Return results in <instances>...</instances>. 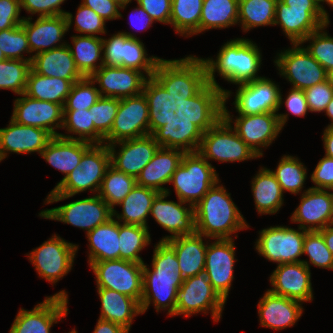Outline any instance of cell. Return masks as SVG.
<instances>
[{"mask_svg": "<svg viewBox=\"0 0 333 333\" xmlns=\"http://www.w3.org/2000/svg\"><path fill=\"white\" fill-rule=\"evenodd\" d=\"M129 36L126 40L125 58H123V67L131 68L142 72L146 77H153L156 65L161 59L156 56L147 57L145 46L141 40L130 32H122ZM145 72V73H144Z\"/></svg>", "mask_w": 333, "mask_h": 333, "instance_id": "cell-49", "label": "cell"}, {"mask_svg": "<svg viewBox=\"0 0 333 333\" xmlns=\"http://www.w3.org/2000/svg\"><path fill=\"white\" fill-rule=\"evenodd\" d=\"M179 121L193 122L203 133L223 118L224 93L207 83L196 95L176 102Z\"/></svg>", "mask_w": 333, "mask_h": 333, "instance_id": "cell-15", "label": "cell"}, {"mask_svg": "<svg viewBox=\"0 0 333 333\" xmlns=\"http://www.w3.org/2000/svg\"><path fill=\"white\" fill-rule=\"evenodd\" d=\"M136 185L134 176L109 166L105 172L98 195L114 210Z\"/></svg>", "mask_w": 333, "mask_h": 333, "instance_id": "cell-47", "label": "cell"}, {"mask_svg": "<svg viewBox=\"0 0 333 333\" xmlns=\"http://www.w3.org/2000/svg\"><path fill=\"white\" fill-rule=\"evenodd\" d=\"M101 302L100 319L120 324L130 331L135 316L142 314L140 304L133 298L108 288H97Z\"/></svg>", "mask_w": 333, "mask_h": 333, "instance_id": "cell-35", "label": "cell"}, {"mask_svg": "<svg viewBox=\"0 0 333 333\" xmlns=\"http://www.w3.org/2000/svg\"><path fill=\"white\" fill-rule=\"evenodd\" d=\"M153 77L176 99V102L193 97L208 83L207 68L203 58L193 55L173 60L161 58Z\"/></svg>", "mask_w": 333, "mask_h": 333, "instance_id": "cell-5", "label": "cell"}, {"mask_svg": "<svg viewBox=\"0 0 333 333\" xmlns=\"http://www.w3.org/2000/svg\"><path fill=\"white\" fill-rule=\"evenodd\" d=\"M137 6L130 14V23L135 29L143 31L152 26L154 20L140 5Z\"/></svg>", "mask_w": 333, "mask_h": 333, "instance_id": "cell-65", "label": "cell"}, {"mask_svg": "<svg viewBox=\"0 0 333 333\" xmlns=\"http://www.w3.org/2000/svg\"><path fill=\"white\" fill-rule=\"evenodd\" d=\"M289 93L287 95L286 100L282 101V94L280 90L279 96V108H281L282 104L285 103L287 110L296 116L303 117L309 112L307 100L305 97L304 90L291 88L289 89Z\"/></svg>", "mask_w": 333, "mask_h": 333, "instance_id": "cell-63", "label": "cell"}, {"mask_svg": "<svg viewBox=\"0 0 333 333\" xmlns=\"http://www.w3.org/2000/svg\"><path fill=\"white\" fill-rule=\"evenodd\" d=\"M329 23L321 8H291L277 0L274 26L280 25L291 43H301L310 33Z\"/></svg>", "mask_w": 333, "mask_h": 333, "instance_id": "cell-24", "label": "cell"}, {"mask_svg": "<svg viewBox=\"0 0 333 333\" xmlns=\"http://www.w3.org/2000/svg\"><path fill=\"white\" fill-rule=\"evenodd\" d=\"M71 87L72 83L67 79L39 75L31 69L25 94L37 100H45L63 106Z\"/></svg>", "mask_w": 333, "mask_h": 333, "instance_id": "cell-41", "label": "cell"}, {"mask_svg": "<svg viewBox=\"0 0 333 333\" xmlns=\"http://www.w3.org/2000/svg\"><path fill=\"white\" fill-rule=\"evenodd\" d=\"M300 196L299 206L290 218L293 223H299L298 227L305 231H320L330 225V191L308 188Z\"/></svg>", "mask_w": 333, "mask_h": 333, "instance_id": "cell-28", "label": "cell"}, {"mask_svg": "<svg viewBox=\"0 0 333 333\" xmlns=\"http://www.w3.org/2000/svg\"><path fill=\"white\" fill-rule=\"evenodd\" d=\"M329 191H333V188H330ZM331 194V198H332V202H333V192H330Z\"/></svg>", "mask_w": 333, "mask_h": 333, "instance_id": "cell-77", "label": "cell"}, {"mask_svg": "<svg viewBox=\"0 0 333 333\" xmlns=\"http://www.w3.org/2000/svg\"><path fill=\"white\" fill-rule=\"evenodd\" d=\"M319 232L322 234L325 244L333 256V225H328L327 227L321 229Z\"/></svg>", "mask_w": 333, "mask_h": 333, "instance_id": "cell-69", "label": "cell"}, {"mask_svg": "<svg viewBox=\"0 0 333 333\" xmlns=\"http://www.w3.org/2000/svg\"><path fill=\"white\" fill-rule=\"evenodd\" d=\"M170 195L169 189L166 192H159L154 198L150 210L151 217L166 231L172 235L163 237L161 240L191 235L196 232L194 206L178 200V202L166 200ZM187 206L185 207L184 206Z\"/></svg>", "mask_w": 333, "mask_h": 333, "instance_id": "cell-19", "label": "cell"}, {"mask_svg": "<svg viewBox=\"0 0 333 333\" xmlns=\"http://www.w3.org/2000/svg\"><path fill=\"white\" fill-rule=\"evenodd\" d=\"M153 253L152 270L143 263L141 312L144 314L153 304L157 312L167 310V314L172 316L176 308L177 290L184 280L179 262L174 247L167 240L155 244Z\"/></svg>", "mask_w": 333, "mask_h": 333, "instance_id": "cell-1", "label": "cell"}, {"mask_svg": "<svg viewBox=\"0 0 333 333\" xmlns=\"http://www.w3.org/2000/svg\"><path fill=\"white\" fill-rule=\"evenodd\" d=\"M271 172L275 175L283 193L288 191L292 194H298L304 188L307 167L301 163L298 157L283 155L277 168Z\"/></svg>", "mask_w": 333, "mask_h": 333, "instance_id": "cell-48", "label": "cell"}, {"mask_svg": "<svg viewBox=\"0 0 333 333\" xmlns=\"http://www.w3.org/2000/svg\"><path fill=\"white\" fill-rule=\"evenodd\" d=\"M330 225H333V202H331Z\"/></svg>", "mask_w": 333, "mask_h": 333, "instance_id": "cell-74", "label": "cell"}, {"mask_svg": "<svg viewBox=\"0 0 333 333\" xmlns=\"http://www.w3.org/2000/svg\"><path fill=\"white\" fill-rule=\"evenodd\" d=\"M305 230L270 226L259 231L255 249L268 261L277 264L302 262Z\"/></svg>", "mask_w": 333, "mask_h": 333, "instance_id": "cell-14", "label": "cell"}, {"mask_svg": "<svg viewBox=\"0 0 333 333\" xmlns=\"http://www.w3.org/2000/svg\"><path fill=\"white\" fill-rule=\"evenodd\" d=\"M78 248L55 234L27 256L39 277L54 285L72 270Z\"/></svg>", "mask_w": 333, "mask_h": 333, "instance_id": "cell-12", "label": "cell"}, {"mask_svg": "<svg viewBox=\"0 0 333 333\" xmlns=\"http://www.w3.org/2000/svg\"><path fill=\"white\" fill-rule=\"evenodd\" d=\"M204 0H172L170 25L180 36L200 33V18Z\"/></svg>", "mask_w": 333, "mask_h": 333, "instance_id": "cell-43", "label": "cell"}, {"mask_svg": "<svg viewBox=\"0 0 333 333\" xmlns=\"http://www.w3.org/2000/svg\"><path fill=\"white\" fill-rule=\"evenodd\" d=\"M72 46H67L75 61L76 67L84 77H91L103 66L102 38L99 36L73 35ZM74 47V48H73ZM101 61L99 64H97Z\"/></svg>", "mask_w": 333, "mask_h": 333, "instance_id": "cell-40", "label": "cell"}, {"mask_svg": "<svg viewBox=\"0 0 333 333\" xmlns=\"http://www.w3.org/2000/svg\"><path fill=\"white\" fill-rule=\"evenodd\" d=\"M39 216L81 228L86 234L113 217V210L98 195L43 210Z\"/></svg>", "mask_w": 333, "mask_h": 333, "instance_id": "cell-13", "label": "cell"}, {"mask_svg": "<svg viewBox=\"0 0 333 333\" xmlns=\"http://www.w3.org/2000/svg\"><path fill=\"white\" fill-rule=\"evenodd\" d=\"M119 107V98L100 97L89 109L95 129L105 137L111 130Z\"/></svg>", "mask_w": 333, "mask_h": 333, "instance_id": "cell-55", "label": "cell"}, {"mask_svg": "<svg viewBox=\"0 0 333 333\" xmlns=\"http://www.w3.org/2000/svg\"><path fill=\"white\" fill-rule=\"evenodd\" d=\"M6 60L2 50L0 49V62Z\"/></svg>", "mask_w": 333, "mask_h": 333, "instance_id": "cell-76", "label": "cell"}, {"mask_svg": "<svg viewBox=\"0 0 333 333\" xmlns=\"http://www.w3.org/2000/svg\"><path fill=\"white\" fill-rule=\"evenodd\" d=\"M329 24L321 26L318 30L310 33L301 44L311 41L305 49L315 58L325 69L329 71L333 68V37L325 30Z\"/></svg>", "mask_w": 333, "mask_h": 333, "instance_id": "cell-54", "label": "cell"}, {"mask_svg": "<svg viewBox=\"0 0 333 333\" xmlns=\"http://www.w3.org/2000/svg\"><path fill=\"white\" fill-rule=\"evenodd\" d=\"M129 36L122 32L113 34L109 39L102 38L103 64L123 67L126 52V40Z\"/></svg>", "mask_w": 333, "mask_h": 333, "instance_id": "cell-57", "label": "cell"}, {"mask_svg": "<svg viewBox=\"0 0 333 333\" xmlns=\"http://www.w3.org/2000/svg\"><path fill=\"white\" fill-rule=\"evenodd\" d=\"M97 288H108L135 299L143 293V263L117 259L92 262Z\"/></svg>", "mask_w": 333, "mask_h": 333, "instance_id": "cell-9", "label": "cell"}, {"mask_svg": "<svg viewBox=\"0 0 333 333\" xmlns=\"http://www.w3.org/2000/svg\"><path fill=\"white\" fill-rule=\"evenodd\" d=\"M304 92L310 112H324L333 98V87L327 80L305 89Z\"/></svg>", "mask_w": 333, "mask_h": 333, "instance_id": "cell-58", "label": "cell"}, {"mask_svg": "<svg viewBox=\"0 0 333 333\" xmlns=\"http://www.w3.org/2000/svg\"><path fill=\"white\" fill-rule=\"evenodd\" d=\"M280 88L270 78L261 77L238 84L234 107L238 115H253L279 111Z\"/></svg>", "mask_w": 333, "mask_h": 333, "instance_id": "cell-20", "label": "cell"}, {"mask_svg": "<svg viewBox=\"0 0 333 333\" xmlns=\"http://www.w3.org/2000/svg\"><path fill=\"white\" fill-rule=\"evenodd\" d=\"M198 153L220 163L259 158L224 118L203 133Z\"/></svg>", "mask_w": 333, "mask_h": 333, "instance_id": "cell-10", "label": "cell"}, {"mask_svg": "<svg viewBox=\"0 0 333 333\" xmlns=\"http://www.w3.org/2000/svg\"><path fill=\"white\" fill-rule=\"evenodd\" d=\"M310 177L316 185L310 188L324 190L333 188V158L325 155L320 159Z\"/></svg>", "mask_w": 333, "mask_h": 333, "instance_id": "cell-61", "label": "cell"}, {"mask_svg": "<svg viewBox=\"0 0 333 333\" xmlns=\"http://www.w3.org/2000/svg\"><path fill=\"white\" fill-rule=\"evenodd\" d=\"M121 5L120 10L126 8V6L131 3L132 0H114Z\"/></svg>", "mask_w": 333, "mask_h": 333, "instance_id": "cell-71", "label": "cell"}, {"mask_svg": "<svg viewBox=\"0 0 333 333\" xmlns=\"http://www.w3.org/2000/svg\"><path fill=\"white\" fill-rule=\"evenodd\" d=\"M81 4L91 8L105 21L120 19L122 17L119 10L121 5L114 0H82Z\"/></svg>", "mask_w": 333, "mask_h": 333, "instance_id": "cell-64", "label": "cell"}, {"mask_svg": "<svg viewBox=\"0 0 333 333\" xmlns=\"http://www.w3.org/2000/svg\"><path fill=\"white\" fill-rule=\"evenodd\" d=\"M150 134L148 102L141 94L119 99V107L104 144L134 139Z\"/></svg>", "mask_w": 333, "mask_h": 333, "instance_id": "cell-16", "label": "cell"}, {"mask_svg": "<svg viewBox=\"0 0 333 333\" xmlns=\"http://www.w3.org/2000/svg\"><path fill=\"white\" fill-rule=\"evenodd\" d=\"M68 295L61 290L34 306L32 310L20 308L9 333H50L54 323L67 316ZM59 320V321H58Z\"/></svg>", "mask_w": 333, "mask_h": 333, "instance_id": "cell-17", "label": "cell"}, {"mask_svg": "<svg viewBox=\"0 0 333 333\" xmlns=\"http://www.w3.org/2000/svg\"><path fill=\"white\" fill-rule=\"evenodd\" d=\"M160 147L180 149L185 153L198 152L203 132L193 123L179 121V117H173L166 125L156 129L152 134Z\"/></svg>", "mask_w": 333, "mask_h": 333, "instance_id": "cell-31", "label": "cell"}, {"mask_svg": "<svg viewBox=\"0 0 333 333\" xmlns=\"http://www.w3.org/2000/svg\"><path fill=\"white\" fill-rule=\"evenodd\" d=\"M291 8H321L316 0H281Z\"/></svg>", "mask_w": 333, "mask_h": 333, "instance_id": "cell-68", "label": "cell"}, {"mask_svg": "<svg viewBox=\"0 0 333 333\" xmlns=\"http://www.w3.org/2000/svg\"><path fill=\"white\" fill-rule=\"evenodd\" d=\"M89 241L88 263L120 259L119 222L110 218L86 234Z\"/></svg>", "mask_w": 333, "mask_h": 333, "instance_id": "cell-36", "label": "cell"}, {"mask_svg": "<svg viewBox=\"0 0 333 333\" xmlns=\"http://www.w3.org/2000/svg\"><path fill=\"white\" fill-rule=\"evenodd\" d=\"M73 15L66 12L65 15L39 17L32 22V16L24 17L22 26L25 29L28 44L34 55L66 45L62 38L73 24ZM59 43V44H58Z\"/></svg>", "mask_w": 333, "mask_h": 333, "instance_id": "cell-18", "label": "cell"}, {"mask_svg": "<svg viewBox=\"0 0 333 333\" xmlns=\"http://www.w3.org/2000/svg\"><path fill=\"white\" fill-rule=\"evenodd\" d=\"M316 1L321 5V11H322L323 15L325 16V18L329 21L328 12L325 10L324 6L321 4L323 2V0H316Z\"/></svg>", "mask_w": 333, "mask_h": 333, "instance_id": "cell-73", "label": "cell"}, {"mask_svg": "<svg viewBox=\"0 0 333 333\" xmlns=\"http://www.w3.org/2000/svg\"><path fill=\"white\" fill-rule=\"evenodd\" d=\"M261 51L257 44L246 38H236L221 46L213 58L204 59L207 68V82L220 87L224 93V102L231 96V91L223 89L215 80V72L232 84H243L261 78L258 71L262 64Z\"/></svg>", "mask_w": 333, "mask_h": 333, "instance_id": "cell-2", "label": "cell"}, {"mask_svg": "<svg viewBox=\"0 0 333 333\" xmlns=\"http://www.w3.org/2000/svg\"><path fill=\"white\" fill-rule=\"evenodd\" d=\"M68 333H78L75 329Z\"/></svg>", "mask_w": 333, "mask_h": 333, "instance_id": "cell-78", "label": "cell"}, {"mask_svg": "<svg viewBox=\"0 0 333 333\" xmlns=\"http://www.w3.org/2000/svg\"><path fill=\"white\" fill-rule=\"evenodd\" d=\"M149 228L119 223L120 259L144 263L139 252L151 243Z\"/></svg>", "mask_w": 333, "mask_h": 333, "instance_id": "cell-46", "label": "cell"}, {"mask_svg": "<svg viewBox=\"0 0 333 333\" xmlns=\"http://www.w3.org/2000/svg\"><path fill=\"white\" fill-rule=\"evenodd\" d=\"M293 47L277 53L274 60L280 76L287 79L295 89L305 90L326 80V69L302 46ZM302 46V47H301Z\"/></svg>", "mask_w": 333, "mask_h": 333, "instance_id": "cell-11", "label": "cell"}, {"mask_svg": "<svg viewBox=\"0 0 333 333\" xmlns=\"http://www.w3.org/2000/svg\"><path fill=\"white\" fill-rule=\"evenodd\" d=\"M302 302L271 293L268 289L258 302L261 326L282 330L293 326L302 316Z\"/></svg>", "mask_w": 333, "mask_h": 333, "instance_id": "cell-29", "label": "cell"}, {"mask_svg": "<svg viewBox=\"0 0 333 333\" xmlns=\"http://www.w3.org/2000/svg\"><path fill=\"white\" fill-rule=\"evenodd\" d=\"M220 180L194 206L196 233L207 238L233 239L232 234L249 228Z\"/></svg>", "mask_w": 333, "mask_h": 333, "instance_id": "cell-3", "label": "cell"}, {"mask_svg": "<svg viewBox=\"0 0 333 333\" xmlns=\"http://www.w3.org/2000/svg\"><path fill=\"white\" fill-rule=\"evenodd\" d=\"M94 84L95 82L90 77H84L73 83L63 110L90 109L101 97Z\"/></svg>", "mask_w": 333, "mask_h": 333, "instance_id": "cell-52", "label": "cell"}, {"mask_svg": "<svg viewBox=\"0 0 333 333\" xmlns=\"http://www.w3.org/2000/svg\"><path fill=\"white\" fill-rule=\"evenodd\" d=\"M20 0H0V31L22 24Z\"/></svg>", "mask_w": 333, "mask_h": 333, "instance_id": "cell-60", "label": "cell"}, {"mask_svg": "<svg viewBox=\"0 0 333 333\" xmlns=\"http://www.w3.org/2000/svg\"><path fill=\"white\" fill-rule=\"evenodd\" d=\"M322 138L325 155L333 158V127H326Z\"/></svg>", "mask_w": 333, "mask_h": 333, "instance_id": "cell-67", "label": "cell"}, {"mask_svg": "<svg viewBox=\"0 0 333 333\" xmlns=\"http://www.w3.org/2000/svg\"><path fill=\"white\" fill-rule=\"evenodd\" d=\"M225 300L213 288L205 271L183 280L177 290L176 308L172 316L184 315L186 318L193 314L209 313L214 322H219L225 306Z\"/></svg>", "mask_w": 333, "mask_h": 333, "instance_id": "cell-8", "label": "cell"}, {"mask_svg": "<svg viewBox=\"0 0 333 333\" xmlns=\"http://www.w3.org/2000/svg\"><path fill=\"white\" fill-rule=\"evenodd\" d=\"M143 93L148 102L149 128L152 134L175 115L176 99L154 77L146 79Z\"/></svg>", "mask_w": 333, "mask_h": 333, "instance_id": "cell-37", "label": "cell"}, {"mask_svg": "<svg viewBox=\"0 0 333 333\" xmlns=\"http://www.w3.org/2000/svg\"><path fill=\"white\" fill-rule=\"evenodd\" d=\"M53 137L47 130L21 125L10 119L7 127L0 128V162L12 152L40 154Z\"/></svg>", "mask_w": 333, "mask_h": 333, "instance_id": "cell-27", "label": "cell"}, {"mask_svg": "<svg viewBox=\"0 0 333 333\" xmlns=\"http://www.w3.org/2000/svg\"><path fill=\"white\" fill-rule=\"evenodd\" d=\"M235 244L233 239L208 243L204 271L213 288L227 301L234 279Z\"/></svg>", "mask_w": 333, "mask_h": 333, "instance_id": "cell-21", "label": "cell"}, {"mask_svg": "<svg viewBox=\"0 0 333 333\" xmlns=\"http://www.w3.org/2000/svg\"><path fill=\"white\" fill-rule=\"evenodd\" d=\"M238 23V0H204L200 33L209 29L228 28Z\"/></svg>", "mask_w": 333, "mask_h": 333, "instance_id": "cell-42", "label": "cell"}, {"mask_svg": "<svg viewBox=\"0 0 333 333\" xmlns=\"http://www.w3.org/2000/svg\"><path fill=\"white\" fill-rule=\"evenodd\" d=\"M185 152L180 149L160 147L153 159L144 167L136 178V184L166 192L163 185L168 184L173 173L180 165Z\"/></svg>", "mask_w": 333, "mask_h": 333, "instance_id": "cell-30", "label": "cell"}, {"mask_svg": "<svg viewBox=\"0 0 333 333\" xmlns=\"http://www.w3.org/2000/svg\"><path fill=\"white\" fill-rule=\"evenodd\" d=\"M326 80L332 85L333 87V68L327 71Z\"/></svg>", "mask_w": 333, "mask_h": 333, "instance_id": "cell-72", "label": "cell"}, {"mask_svg": "<svg viewBox=\"0 0 333 333\" xmlns=\"http://www.w3.org/2000/svg\"><path fill=\"white\" fill-rule=\"evenodd\" d=\"M62 129L72 135L59 133V136L70 140H81L91 144H104V137L95 129L89 109L63 110Z\"/></svg>", "mask_w": 333, "mask_h": 333, "instance_id": "cell-44", "label": "cell"}, {"mask_svg": "<svg viewBox=\"0 0 333 333\" xmlns=\"http://www.w3.org/2000/svg\"><path fill=\"white\" fill-rule=\"evenodd\" d=\"M92 145L86 141L70 140L54 136L40 153V156L51 166L65 174L60 180L61 182L76 167H79L83 154Z\"/></svg>", "mask_w": 333, "mask_h": 333, "instance_id": "cell-33", "label": "cell"}, {"mask_svg": "<svg viewBox=\"0 0 333 333\" xmlns=\"http://www.w3.org/2000/svg\"><path fill=\"white\" fill-rule=\"evenodd\" d=\"M324 2L328 4L331 8L333 7V0H323L322 3L324 4Z\"/></svg>", "mask_w": 333, "mask_h": 333, "instance_id": "cell-75", "label": "cell"}, {"mask_svg": "<svg viewBox=\"0 0 333 333\" xmlns=\"http://www.w3.org/2000/svg\"><path fill=\"white\" fill-rule=\"evenodd\" d=\"M255 208L259 214H275L284 204L283 191L270 169L260 167L251 181Z\"/></svg>", "mask_w": 333, "mask_h": 333, "instance_id": "cell-38", "label": "cell"}, {"mask_svg": "<svg viewBox=\"0 0 333 333\" xmlns=\"http://www.w3.org/2000/svg\"><path fill=\"white\" fill-rule=\"evenodd\" d=\"M0 49L6 59L32 61V57L24 58L23 53L31 54L24 27L20 24L14 28L0 31Z\"/></svg>", "mask_w": 333, "mask_h": 333, "instance_id": "cell-53", "label": "cell"}, {"mask_svg": "<svg viewBox=\"0 0 333 333\" xmlns=\"http://www.w3.org/2000/svg\"><path fill=\"white\" fill-rule=\"evenodd\" d=\"M31 61L6 59L0 62V89H9L17 95L25 93Z\"/></svg>", "mask_w": 333, "mask_h": 333, "instance_id": "cell-50", "label": "cell"}, {"mask_svg": "<svg viewBox=\"0 0 333 333\" xmlns=\"http://www.w3.org/2000/svg\"><path fill=\"white\" fill-rule=\"evenodd\" d=\"M158 193L157 190L136 184L119 204L122 207V213L119 214L114 209L113 217H116L119 223L148 227L147 217Z\"/></svg>", "mask_w": 333, "mask_h": 333, "instance_id": "cell-39", "label": "cell"}, {"mask_svg": "<svg viewBox=\"0 0 333 333\" xmlns=\"http://www.w3.org/2000/svg\"><path fill=\"white\" fill-rule=\"evenodd\" d=\"M117 144L121 148L119 152L115 150ZM159 148L151 134L109 144L110 165L137 178Z\"/></svg>", "mask_w": 333, "mask_h": 333, "instance_id": "cell-23", "label": "cell"}, {"mask_svg": "<svg viewBox=\"0 0 333 333\" xmlns=\"http://www.w3.org/2000/svg\"><path fill=\"white\" fill-rule=\"evenodd\" d=\"M277 0L238 1V24L244 32L260 26H274Z\"/></svg>", "mask_w": 333, "mask_h": 333, "instance_id": "cell-45", "label": "cell"}, {"mask_svg": "<svg viewBox=\"0 0 333 333\" xmlns=\"http://www.w3.org/2000/svg\"><path fill=\"white\" fill-rule=\"evenodd\" d=\"M230 114L226 102H224L223 118L259 158L263 156L262 148L267 149L266 147L275 141L288 119L287 113L263 112L253 115H239L234 119V122L232 120L234 116ZM232 123H234V127Z\"/></svg>", "mask_w": 333, "mask_h": 333, "instance_id": "cell-7", "label": "cell"}, {"mask_svg": "<svg viewBox=\"0 0 333 333\" xmlns=\"http://www.w3.org/2000/svg\"><path fill=\"white\" fill-rule=\"evenodd\" d=\"M100 88L101 97L124 98L143 92L147 79L142 72L120 66H101L91 77Z\"/></svg>", "mask_w": 333, "mask_h": 333, "instance_id": "cell-26", "label": "cell"}, {"mask_svg": "<svg viewBox=\"0 0 333 333\" xmlns=\"http://www.w3.org/2000/svg\"><path fill=\"white\" fill-rule=\"evenodd\" d=\"M110 166L108 145L93 144L82 156L76 167L66 178L52 189L45 198L46 204L59 202L90 189L98 194L107 168Z\"/></svg>", "mask_w": 333, "mask_h": 333, "instance_id": "cell-4", "label": "cell"}, {"mask_svg": "<svg viewBox=\"0 0 333 333\" xmlns=\"http://www.w3.org/2000/svg\"><path fill=\"white\" fill-rule=\"evenodd\" d=\"M11 119L21 125H29L59 136L57 128L63 126V106L45 100H37L25 93L14 100Z\"/></svg>", "mask_w": 333, "mask_h": 333, "instance_id": "cell-22", "label": "cell"}, {"mask_svg": "<svg viewBox=\"0 0 333 333\" xmlns=\"http://www.w3.org/2000/svg\"><path fill=\"white\" fill-rule=\"evenodd\" d=\"M218 176L215 167L200 153L188 152L169 183L173 184L178 200L195 206L219 181Z\"/></svg>", "mask_w": 333, "mask_h": 333, "instance_id": "cell-6", "label": "cell"}, {"mask_svg": "<svg viewBox=\"0 0 333 333\" xmlns=\"http://www.w3.org/2000/svg\"><path fill=\"white\" fill-rule=\"evenodd\" d=\"M201 234L182 235L167 240L175 249L183 279L193 277L204 271L208 242H203Z\"/></svg>", "mask_w": 333, "mask_h": 333, "instance_id": "cell-34", "label": "cell"}, {"mask_svg": "<svg viewBox=\"0 0 333 333\" xmlns=\"http://www.w3.org/2000/svg\"><path fill=\"white\" fill-rule=\"evenodd\" d=\"M330 119H331V123L328 124V126L326 127H333V98L330 100V102L327 104V107L324 111Z\"/></svg>", "mask_w": 333, "mask_h": 333, "instance_id": "cell-70", "label": "cell"}, {"mask_svg": "<svg viewBox=\"0 0 333 333\" xmlns=\"http://www.w3.org/2000/svg\"><path fill=\"white\" fill-rule=\"evenodd\" d=\"M155 22L170 24L172 0H136Z\"/></svg>", "mask_w": 333, "mask_h": 333, "instance_id": "cell-62", "label": "cell"}, {"mask_svg": "<svg viewBox=\"0 0 333 333\" xmlns=\"http://www.w3.org/2000/svg\"><path fill=\"white\" fill-rule=\"evenodd\" d=\"M272 285L271 293L300 302H311L313 290L311 272L303 262L282 263L269 277Z\"/></svg>", "mask_w": 333, "mask_h": 333, "instance_id": "cell-25", "label": "cell"}, {"mask_svg": "<svg viewBox=\"0 0 333 333\" xmlns=\"http://www.w3.org/2000/svg\"><path fill=\"white\" fill-rule=\"evenodd\" d=\"M309 257V261L302 262L310 269V264L333 270V256L325 244L322 234L319 231H305L303 255Z\"/></svg>", "mask_w": 333, "mask_h": 333, "instance_id": "cell-51", "label": "cell"}, {"mask_svg": "<svg viewBox=\"0 0 333 333\" xmlns=\"http://www.w3.org/2000/svg\"><path fill=\"white\" fill-rule=\"evenodd\" d=\"M74 19V30L80 35L96 37L98 34H106V21L83 4H79Z\"/></svg>", "mask_w": 333, "mask_h": 333, "instance_id": "cell-56", "label": "cell"}, {"mask_svg": "<svg viewBox=\"0 0 333 333\" xmlns=\"http://www.w3.org/2000/svg\"><path fill=\"white\" fill-rule=\"evenodd\" d=\"M31 69L39 75L67 79L72 84L84 78L67 44L33 55Z\"/></svg>", "mask_w": 333, "mask_h": 333, "instance_id": "cell-32", "label": "cell"}, {"mask_svg": "<svg viewBox=\"0 0 333 333\" xmlns=\"http://www.w3.org/2000/svg\"><path fill=\"white\" fill-rule=\"evenodd\" d=\"M93 333H129V331L120 324L99 318Z\"/></svg>", "mask_w": 333, "mask_h": 333, "instance_id": "cell-66", "label": "cell"}, {"mask_svg": "<svg viewBox=\"0 0 333 333\" xmlns=\"http://www.w3.org/2000/svg\"><path fill=\"white\" fill-rule=\"evenodd\" d=\"M65 0H20V9L27 13L38 14L39 17L65 15L66 11L60 7Z\"/></svg>", "mask_w": 333, "mask_h": 333, "instance_id": "cell-59", "label": "cell"}]
</instances>
